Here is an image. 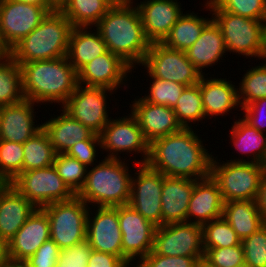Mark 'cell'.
Masks as SVG:
<instances>
[{"label":"cell","instance_id":"obj_1","mask_svg":"<svg viewBox=\"0 0 266 267\" xmlns=\"http://www.w3.org/2000/svg\"><path fill=\"white\" fill-rule=\"evenodd\" d=\"M192 128L154 140L147 165L167 177L199 180L210 176L213 155L204 148Z\"/></svg>","mask_w":266,"mask_h":267},{"label":"cell","instance_id":"obj_2","mask_svg":"<svg viewBox=\"0 0 266 267\" xmlns=\"http://www.w3.org/2000/svg\"><path fill=\"white\" fill-rule=\"evenodd\" d=\"M132 4L131 0H119L95 27L107 49L134 68L143 63L151 43L144 34L138 8Z\"/></svg>","mask_w":266,"mask_h":267},{"label":"cell","instance_id":"obj_3","mask_svg":"<svg viewBox=\"0 0 266 267\" xmlns=\"http://www.w3.org/2000/svg\"><path fill=\"white\" fill-rule=\"evenodd\" d=\"M24 98L37 104L67 102L78 85V73L67 57L21 65Z\"/></svg>","mask_w":266,"mask_h":267},{"label":"cell","instance_id":"obj_4","mask_svg":"<svg viewBox=\"0 0 266 267\" xmlns=\"http://www.w3.org/2000/svg\"><path fill=\"white\" fill-rule=\"evenodd\" d=\"M73 26L60 12L48 13L41 23L7 53L21 66L36 60L67 56Z\"/></svg>","mask_w":266,"mask_h":267},{"label":"cell","instance_id":"obj_5","mask_svg":"<svg viewBox=\"0 0 266 267\" xmlns=\"http://www.w3.org/2000/svg\"><path fill=\"white\" fill-rule=\"evenodd\" d=\"M128 169L121 159H103L87 170L85 183L77 196L87 205L98 204L97 207L128 205L132 179Z\"/></svg>","mask_w":266,"mask_h":267},{"label":"cell","instance_id":"obj_6","mask_svg":"<svg viewBox=\"0 0 266 267\" xmlns=\"http://www.w3.org/2000/svg\"><path fill=\"white\" fill-rule=\"evenodd\" d=\"M220 28L227 52L266 58V21L250 19L222 10L213 0L205 4ZM212 9V10H211Z\"/></svg>","mask_w":266,"mask_h":267},{"label":"cell","instance_id":"obj_7","mask_svg":"<svg viewBox=\"0 0 266 267\" xmlns=\"http://www.w3.org/2000/svg\"><path fill=\"white\" fill-rule=\"evenodd\" d=\"M216 160L212 157L210 175L217 182L224 202L255 200L265 164L239 158L222 164Z\"/></svg>","mask_w":266,"mask_h":267},{"label":"cell","instance_id":"obj_8","mask_svg":"<svg viewBox=\"0 0 266 267\" xmlns=\"http://www.w3.org/2000/svg\"><path fill=\"white\" fill-rule=\"evenodd\" d=\"M49 218L50 239L60 249L86 239L87 215L90 207L77 195L42 207Z\"/></svg>","mask_w":266,"mask_h":267},{"label":"cell","instance_id":"obj_9","mask_svg":"<svg viewBox=\"0 0 266 267\" xmlns=\"http://www.w3.org/2000/svg\"><path fill=\"white\" fill-rule=\"evenodd\" d=\"M11 185L36 208H42L54 202L66 201L75 196L50 165L20 173Z\"/></svg>","mask_w":266,"mask_h":267},{"label":"cell","instance_id":"obj_10","mask_svg":"<svg viewBox=\"0 0 266 267\" xmlns=\"http://www.w3.org/2000/svg\"><path fill=\"white\" fill-rule=\"evenodd\" d=\"M154 78L192 86L200 82L203 74L189 61L186 52L174 50L162 43H151L141 64Z\"/></svg>","mask_w":266,"mask_h":267},{"label":"cell","instance_id":"obj_11","mask_svg":"<svg viewBox=\"0 0 266 267\" xmlns=\"http://www.w3.org/2000/svg\"><path fill=\"white\" fill-rule=\"evenodd\" d=\"M152 251L164 256L204 257L203 227L192 222L156 227Z\"/></svg>","mask_w":266,"mask_h":267},{"label":"cell","instance_id":"obj_12","mask_svg":"<svg viewBox=\"0 0 266 267\" xmlns=\"http://www.w3.org/2000/svg\"><path fill=\"white\" fill-rule=\"evenodd\" d=\"M48 12L36 5L0 0V45L6 53L31 33Z\"/></svg>","mask_w":266,"mask_h":267},{"label":"cell","instance_id":"obj_13","mask_svg":"<svg viewBox=\"0 0 266 267\" xmlns=\"http://www.w3.org/2000/svg\"><path fill=\"white\" fill-rule=\"evenodd\" d=\"M101 149L110 151L107 157L111 159H120L118 152L135 151L143 153V159L136 162L135 165L146 164L149 157V143L145 139L143 132L133 115L111 119L103 130L99 133ZM119 157V158H118ZM142 161V162H141Z\"/></svg>","mask_w":266,"mask_h":267},{"label":"cell","instance_id":"obj_14","mask_svg":"<svg viewBox=\"0 0 266 267\" xmlns=\"http://www.w3.org/2000/svg\"><path fill=\"white\" fill-rule=\"evenodd\" d=\"M118 221L122 234V260L138 263L153 249L156 226L129 204L118 206Z\"/></svg>","mask_w":266,"mask_h":267},{"label":"cell","instance_id":"obj_15","mask_svg":"<svg viewBox=\"0 0 266 267\" xmlns=\"http://www.w3.org/2000/svg\"><path fill=\"white\" fill-rule=\"evenodd\" d=\"M107 91L113 92L103 87H86L78 84L61 107L93 133L99 134L110 120L106 107Z\"/></svg>","mask_w":266,"mask_h":267},{"label":"cell","instance_id":"obj_16","mask_svg":"<svg viewBox=\"0 0 266 267\" xmlns=\"http://www.w3.org/2000/svg\"><path fill=\"white\" fill-rule=\"evenodd\" d=\"M138 173L131 179L129 205L156 227L162 226L161 193L163 174L147 164L138 165Z\"/></svg>","mask_w":266,"mask_h":267},{"label":"cell","instance_id":"obj_17","mask_svg":"<svg viewBox=\"0 0 266 267\" xmlns=\"http://www.w3.org/2000/svg\"><path fill=\"white\" fill-rule=\"evenodd\" d=\"M49 239V218L42 208H36L23 226L6 243L7 261L24 262Z\"/></svg>","mask_w":266,"mask_h":267},{"label":"cell","instance_id":"obj_18","mask_svg":"<svg viewBox=\"0 0 266 267\" xmlns=\"http://www.w3.org/2000/svg\"><path fill=\"white\" fill-rule=\"evenodd\" d=\"M97 208L93 217H90L88 211L86 239L92 250L110 253L122 259V234L118 221V206Z\"/></svg>","mask_w":266,"mask_h":267},{"label":"cell","instance_id":"obj_19","mask_svg":"<svg viewBox=\"0 0 266 267\" xmlns=\"http://www.w3.org/2000/svg\"><path fill=\"white\" fill-rule=\"evenodd\" d=\"M133 102L131 114L136 118L149 144L182 129L171 107L153 104L142 98L135 99Z\"/></svg>","mask_w":266,"mask_h":267},{"label":"cell","instance_id":"obj_20","mask_svg":"<svg viewBox=\"0 0 266 267\" xmlns=\"http://www.w3.org/2000/svg\"><path fill=\"white\" fill-rule=\"evenodd\" d=\"M132 68L109 50L88 62L78 73V84L117 90ZM125 78V79H124Z\"/></svg>","mask_w":266,"mask_h":267},{"label":"cell","instance_id":"obj_21","mask_svg":"<svg viewBox=\"0 0 266 267\" xmlns=\"http://www.w3.org/2000/svg\"><path fill=\"white\" fill-rule=\"evenodd\" d=\"M137 8L150 43H161L183 14L176 0H145Z\"/></svg>","mask_w":266,"mask_h":267},{"label":"cell","instance_id":"obj_22","mask_svg":"<svg viewBox=\"0 0 266 267\" xmlns=\"http://www.w3.org/2000/svg\"><path fill=\"white\" fill-rule=\"evenodd\" d=\"M34 102L24 99L21 102L1 107L0 140L24 143L42 129L35 125Z\"/></svg>","mask_w":266,"mask_h":267},{"label":"cell","instance_id":"obj_23","mask_svg":"<svg viewBox=\"0 0 266 267\" xmlns=\"http://www.w3.org/2000/svg\"><path fill=\"white\" fill-rule=\"evenodd\" d=\"M35 209L11 183H0V240L6 244Z\"/></svg>","mask_w":266,"mask_h":267},{"label":"cell","instance_id":"obj_24","mask_svg":"<svg viewBox=\"0 0 266 267\" xmlns=\"http://www.w3.org/2000/svg\"><path fill=\"white\" fill-rule=\"evenodd\" d=\"M224 200L217 182L210 176L196 180L189 201L187 222L203 226L222 217ZM193 217H194V220ZM190 219V220H189Z\"/></svg>","mask_w":266,"mask_h":267},{"label":"cell","instance_id":"obj_25","mask_svg":"<svg viewBox=\"0 0 266 267\" xmlns=\"http://www.w3.org/2000/svg\"><path fill=\"white\" fill-rule=\"evenodd\" d=\"M196 180L163 175L161 193L162 225L187 222L189 201Z\"/></svg>","mask_w":266,"mask_h":267},{"label":"cell","instance_id":"obj_26","mask_svg":"<svg viewBox=\"0 0 266 267\" xmlns=\"http://www.w3.org/2000/svg\"><path fill=\"white\" fill-rule=\"evenodd\" d=\"M202 105L206 117L226 114L232 108L239 107L238 88L225 79L205 78L199 82Z\"/></svg>","mask_w":266,"mask_h":267},{"label":"cell","instance_id":"obj_27","mask_svg":"<svg viewBox=\"0 0 266 267\" xmlns=\"http://www.w3.org/2000/svg\"><path fill=\"white\" fill-rule=\"evenodd\" d=\"M62 111L61 115L42 124V128L47 133L56 154L66 153L71 146L79 141L89 139L94 134L64 109Z\"/></svg>","mask_w":266,"mask_h":267},{"label":"cell","instance_id":"obj_28","mask_svg":"<svg viewBox=\"0 0 266 267\" xmlns=\"http://www.w3.org/2000/svg\"><path fill=\"white\" fill-rule=\"evenodd\" d=\"M226 51L223 34L212 19L203 29L199 39L186 51V55L203 74L202 68L217 63Z\"/></svg>","mask_w":266,"mask_h":267},{"label":"cell","instance_id":"obj_29","mask_svg":"<svg viewBox=\"0 0 266 267\" xmlns=\"http://www.w3.org/2000/svg\"><path fill=\"white\" fill-rule=\"evenodd\" d=\"M92 27H73L69 36L67 59L78 72L88 62L108 51L99 32L87 31ZM91 32V33H90Z\"/></svg>","mask_w":266,"mask_h":267},{"label":"cell","instance_id":"obj_30","mask_svg":"<svg viewBox=\"0 0 266 267\" xmlns=\"http://www.w3.org/2000/svg\"><path fill=\"white\" fill-rule=\"evenodd\" d=\"M222 216L232 226L241 241L266 223L255 200L225 202Z\"/></svg>","mask_w":266,"mask_h":267},{"label":"cell","instance_id":"obj_31","mask_svg":"<svg viewBox=\"0 0 266 267\" xmlns=\"http://www.w3.org/2000/svg\"><path fill=\"white\" fill-rule=\"evenodd\" d=\"M198 17L195 13L182 14L161 42L164 46L186 52L200 37L205 26L212 20Z\"/></svg>","mask_w":266,"mask_h":267},{"label":"cell","instance_id":"obj_32","mask_svg":"<svg viewBox=\"0 0 266 267\" xmlns=\"http://www.w3.org/2000/svg\"><path fill=\"white\" fill-rule=\"evenodd\" d=\"M231 140L233 146L241 153L252 156L248 162L265 164L266 162V134L259 132L243 118L234 122L232 127Z\"/></svg>","mask_w":266,"mask_h":267},{"label":"cell","instance_id":"obj_33","mask_svg":"<svg viewBox=\"0 0 266 267\" xmlns=\"http://www.w3.org/2000/svg\"><path fill=\"white\" fill-rule=\"evenodd\" d=\"M119 0H69L60 12L73 27L96 25Z\"/></svg>","mask_w":266,"mask_h":267},{"label":"cell","instance_id":"obj_34","mask_svg":"<svg viewBox=\"0 0 266 267\" xmlns=\"http://www.w3.org/2000/svg\"><path fill=\"white\" fill-rule=\"evenodd\" d=\"M24 99L21 66L6 53L0 58V106Z\"/></svg>","mask_w":266,"mask_h":267},{"label":"cell","instance_id":"obj_35","mask_svg":"<svg viewBox=\"0 0 266 267\" xmlns=\"http://www.w3.org/2000/svg\"><path fill=\"white\" fill-rule=\"evenodd\" d=\"M23 172L53 165L55 150L43 128L23 143Z\"/></svg>","mask_w":266,"mask_h":267},{"label":"cell","instance_id":"obj_36","mask_svg":"<svg viewBox=\"0 0 266 267\" xmlns=\"http://www.w3.org/2000/svg\"><path fill=\"white\" fill-rule=\"evenodd\" d=\"M176 114L178 123L182 128H191L190 122H196L205 118L202 96L199 83L187 86L182 91L176 105L172 108Z\"/></svg>","mask_w":266,"mask_h":267},{"label":"cell","instance_id":"obj_37","mask_svg":"<svg viewBox=\"0 0 266 267\" xmlns=\"http://www.w3.org/2000/svg\"><path fill=\"white\" fill-rule=\"evenodd\" d=\"M203 249L237 246L241 240L232 226L222 217L214 219L203 226Z\"/></svg>","mask_w":266,"mask_h":267},{"label":"cell","instance_id":"obj_38","mask_svg":"<svg viewBox=\"0 0 266 267\" xmlns=\"http://www.w3.org/2000/svg\"><path fill=\"white\" fill-rule=\"evenodd\" d=\"M264 60L265 63L261 66L247 70L239 84L238 99L241 108L257 99L266 98V58Z\"/></svg>","mask_w":266,"mask_h":267},{"label":"cell","instance_id":"obj_39","mask_svg":"<svg viewBox=\"0 0 266 267\" xmlns=\"http://www.w3.org/2000/svg\"><path fill=\"white\" fill-rule=\"evenodd\" d=\"M23 144L0 140V183L12 182L23 172Z\"/></svg>","mask_w":266,"mask_h":267},{"label":"cell","instance_id":"obj_40","mask_svg":"<svg viewBox=\"0 0 266 267\" xmlns=\"http://www.w3.org/2000/svg\"><path fill=\"white\" fill-rule=\"evenodd\" d=\"M53 166L69 189L77 195L85 183L88 167L66 153L56 154Z\"/></svg>","mask_w":266,"mask_h":267},{"label":"cell","instance_id":"obj_41","mask_svg":"<svg viewBox=\"0 0 266 267\" xmlns=\"http://www.w3.org/2000/svg\"><path fill=\"white\" fill-rule=\"evenodd\" d=\"M148 76L153 79V82H151L152 84H150L149 87L150 93L148 92L149 95H145L141 98L153 104L164 105L173 108L186 86L177 82H170L154 78L150 74Z\"/></svg>","mask_w":266,"mask_h":267},{"label":"cell","instance_id":"obj_42","mask_svg":"<svg viewBox=\"0 0 266 267\" xmlns=\"http://www.w3.org/2000/svg\"><path fill=\"white\" fill-rule=\"evenodd\" d=\"M244 260L250 267H266V223L241 241Z\"/></svg>","mask_w":266,"mask_h":267},{"label":"cell","instance_id":"obj_43","mask_svg":"<svg viewBox=\"0 0 266 267\" xmlns=\"http://www.w3.org/2000/svg\"><path fill=\"white\" fill-rule=\"evenodd\" d=\"M222 10L250 19L266 21V0H213Z\"/></svg>","mask_w":266,"mask_h":267},{"label":"cell","instance_id":"obj_44","mask_svg":"<svg viewBox=\"0 0 266 267\" xmlns=\"http://www.w3.org/2000/svg\"><path fill=\"white\" fill-rule=\"evenodd\" d=\"M203 262L210 267H237L245 263L244 250L240 243L237 246L206 249Z\"/></svg>","mask_w":266,"mask_h":267},{"label":"cell","instance_id":"obj_45","mask_svg":"<svg viewBox=\"0 0 266 267\" xmlns=\"http://www.w3.org/2000/svg\"><path fill=\"white\" fill-rule=\"evenodd\" d=\"M92 248L87 239L60 250L56 267H87Z\"/></svg>","mask_w":266,"mask_h":267},{"label":"cell","instance_id":"obj_46","mask_svg":"<svg viewBox=\"0 0 266 267\" xmlns=\"http://www.w3.org/2000/svg\"><path fill=\"white\" fill-rule=\"evenodd\" d=\"M203 257L164 256L151 251L139 264L142 267H197Z\"/></svg>","mask_w":266,"mask_h":267},{"label":"cell","instance_id":"obj_47","mask_svg":"<svg viewBox=\"0 0 266 267\" xmlns=\"http://www.w3.org/2000/svg\"><path fill=\"white\" fill-rule=\"evenodd\" d=\"M60 250L57 244L49 239L32 256L25 260L24 263L28 267H56Z\"/></svg>","mask_w":266,"mask_h":267},{"label":"cell","instance_id":"obj_48","mask_svg":"<svg viewBox=\"0 0 266 267\" xmlns=\"http://www.w3.org/2000/svg\"><path fill=\"white\" fill-rule=\"evenodd\" d=\"M96 144L101 147L99 134L94 133L89 139L79 141L71 146L66 154L70 157L76 158L80 163L86 167L92 166L96 158Z\"/></svg>","mask_w":266,"mask_h":267},{"label":"cell","instance_id":"obj_49","mask_svg":"<svg viewBox=\"0 0 266 267\" xmlns=\"http://www.w3.org/2000/svg\"><path fill=\"white\" fill-rule=\"evenodd\" d=\"M242 110H244V120L250 124L252 127H254L256 130H258L259 132H263L266 131L265 127H266V98H261V99H257L252 103H249L248 105L240 108ZM264 110V111H262ZM265 112V113H264ZM261 113V114H260ZM264 113V114H262ZM261 115V116H260ZM262 115L265 116L264 118H262ZM263 120H260V119ZM263 121V122H262Z\"/></svg>","mask_w":266,"mask_h":267},{"label":"cell","instance_id":"obj_50","mask_svg":"<svg viewBox=\"0 0 266 267\" xmlns=\"http://www.w3.org/2000/svg\"><path fill=\"white\" fill-rule=\"evenodd\" d=\"M124 263L119 256L92 250L87 267H121Z\"/></svg>","mask_w":266,"mask_h":267},{"label":"cell","instance_id":"obj_51","mask_svg":"<svg viewBox=\"0 0 266 267\" xmlns=\"http://www.w3.org/2000/svg\"><path fill=\"white\" fill-rule=\"evenodd\" d=\"M262 219L266 222V173L263 174L255 199Z\"/></svg>","mask_w":266,"mask_h":267},{"label":"cell","instance_id":"obj_52","mask_svg":"<svg viewBox=\"0 0 266 267\" xmlns=\"http://www.w3.org/2000/svg\"><path fill=\"white\" fill-rule=\"evenodd\" d=\"M69 0H49V13L60 11Z\"/></svg>","mask_w":266,"mask_h":267},{"label":"cell","instance_id":"obj_53","mask_svg":"<svg viewBox=\"0 0 266 267\" xmlns=\"http://www.w3.org/2000/svg\"><path fill=\"white\" fill-rule=\"evenodd\" d=\"M44 8L49 13V0H14Z\"/></svg>","mask_w":266,"mask_h":267},{"label":"cell","instance_id":"obj_54","mask_svg":"<svg viewBox=\"0 0 266 267\" xmlns=\"http://www.w3.org/2000/svg\"><path fill=\"white\" fill-rule=\"evenodd\" d=\"M6 263V244L0 240V267H5Z\"/></svg>","mask_w":266,"mask_h":267},{"label":"cell","instance_id":"obj_55","mask_svg":"<svg viewBox=\"0 0 266 267\" xmlns=\"http://www.w3.org/2000/svg\"><path fill=\"white\" fill-rule=\"evenodd\" d=\"M5 267H28L24 262L7 261Z\"/></svg>","mask_w":266,"mask_h":267},{"label":"cell","instance_id":"obj_56","mask_svg":"<svg viewBox=\"0 0 266 267\" xmlns=\"http://www.w3.org/2000/svg\"><path fill=\"white\" fill-rule=\"evenodd\" d=\"M6 54V51L0 45V58H2Z\"/></svg>","mask_w":266,"mask_h":267},{"label":"cell","instance_id":"obj_57","mask_svg":"<svg viewBox=\"0 0 266 267\" xmlns=\"http://www.w3.org/2000/svg\"><path fill=\"white\" fill-rule=\"evenodd\" d=\"M197 267H210V266H208L205 262L201 261V262L197 265Z\"/></svg>","mask_w":266,"mask_h":267},{"label":"cell","instance_id":"obj_58","mask_svg":"<svg viewBox=\"0 0 266 267\" xmlns=\"http://www.w3.org/2000/svg\"><path fill=\"white\" fill-rule=\"evenodd\" d=\"M131 263L125 262L121 267H129Z\"/></svg>","mask_w":266,"mask_h":267},{"label":"cell","instance_id":"obj_59","mask_svg":"<svg viewBox=\"0 0 266 267\" xmlns=\"http://www.w3.org/2000/svg\"><path fill=\"white\" fill-rule=\"evenodd\" d=\"M237 267H250L249 265H247L246 263L240 265V266H237Z\"/></svg>","mask_w":266,"mask_h":267},{"label":"cell","instance_id":"obj_60","mask_svg":"<svg viewBox=\"0 0 266 267\" xmlns=\"http://www.w3.org/2000/svg\"><path fill=\"white\" fill-rule=\"evenodd\" d=\"M135 267V266H134ZM136 267H142L139 263L136 264Z\"/></svg>","mask_w":266,"mask_h":267}]
</instances>
